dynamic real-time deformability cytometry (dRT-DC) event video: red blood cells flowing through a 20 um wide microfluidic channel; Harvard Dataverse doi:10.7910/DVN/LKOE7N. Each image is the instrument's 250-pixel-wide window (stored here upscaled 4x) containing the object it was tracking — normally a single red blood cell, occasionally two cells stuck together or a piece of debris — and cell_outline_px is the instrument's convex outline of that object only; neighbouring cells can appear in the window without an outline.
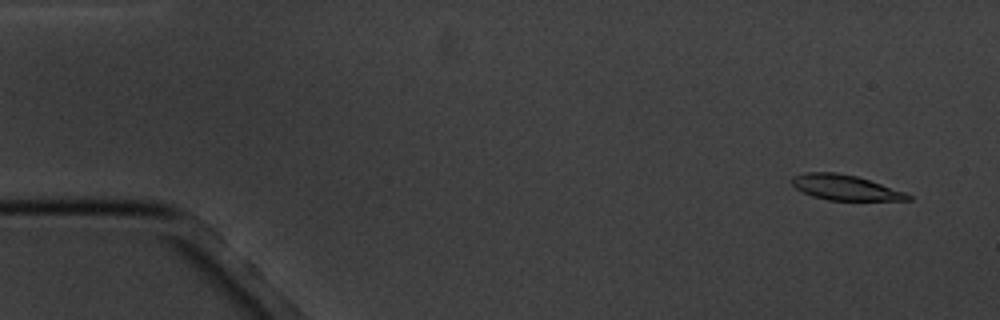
{"species": "common noctule bat (a hibernating species)", "species_latin": "Nyctalus noctula", "temperature_condition": "cold", "stored_images_in_passage": 12, "camera_frame_rate_fps": 3000, "um_per_image_px": 0.085, "animal": {"sex": "male", "body_mass_g": 20.1, "forearm_length_mm": 53.5}, "frame": {"image": 1, "passage_image": 2, "time_ms": 1.0, "image_size_px": [1000, 320], "cell_outline_px": [[912, 200], [828, 200], [812, 196], [796, 188], [792, 184], [792, 176], [804, 172], [836, 172], [856, 176], [904, 192], [912, 196]], "centroid_in_image_um": [71.8, 15.93], "position_along_channel_um": 13.2, "area_um2": 16.82}}
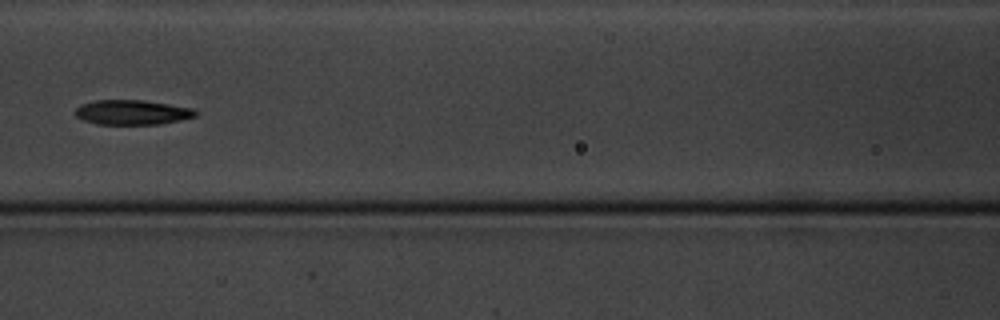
{"frame": {"image": 2, "passage_image": 8, "time_ms": 8.333, "image_size_px": [1000, 320], "cell_outline_px": [[200, 112], [196, 116], [180, 120], [160, 124], [96, 124], [84, 120], [76, 116], [72, 112], [80, 104], [92, 100], [144, 100], [196, 108]], "centroid_in_image_um": [11.25, 9.54], "position_along_channel_um": 155.4, "area_um2": 17.69}}
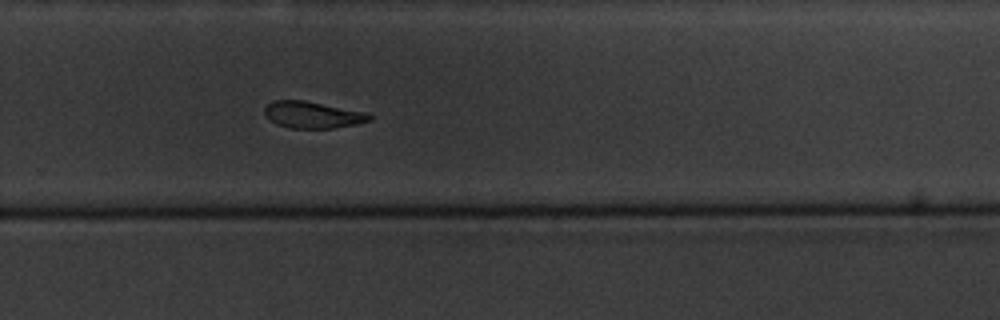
{"frame": {"image": 3, "passage_image": 12, "time_ms": 12.667, "image_size_px": [1000, 320], "cell_outline_px": [[372, 120], [356, 124], [332, 128], [288, 128], [276, 124], [264, 116], [264, 108], [272, 100], [304, 100], [368, 112], [372, 116]], "centroid_in_image_um": [26.56, 9.75], "position_along_channel_um": 303.2, "area_um2": 16.53}}